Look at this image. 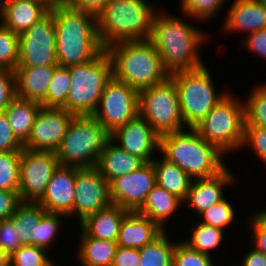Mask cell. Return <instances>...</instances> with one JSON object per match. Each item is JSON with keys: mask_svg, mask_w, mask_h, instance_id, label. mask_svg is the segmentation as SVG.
I'll list each match as a JSON object with an SVG mask.
<instances>
[{"mask_svg": "<svg viewBox=\"0 0 266 266\" xmlns=\"http://www.w3.org/2000/svg\"><path fill=\"white\" fill-rule=\"evenodd\" d=\"M156 185L152 162H146L137 170L120 176L110 183L112 204L128 211L137 212L144 204L148 194Z\"/></svg>", "mask_w": 266, "mask_h": 266, "instance_id": "cell-16", "label": "cell"}, {"mask_svg": "<svg viewBox=\"0 0 266 266\" xmlns=\"http://www.w3.org/2000/svg\"><path fill=\"white\" fill-rule=\"evenodd\" d=\"M181 204H183L181 199L156 184L137 212L147 216L165 230L166 221L179 211Z\"/></svg>", "mask_w": 266, "mask_h": 266, "instance_id": "cell-26", "label": "cell"}, {"mask_svg": "<svg viewBox=\"0 0 266 266\" xmlns=\"http://www.w3.org/2000/svg\"><path fill=\"white\" fill-rule=\"evenodd\" d=\"M139 115V91L112 77L92 115L110 134Z\"/></svg>", "mask_w": 266, "mask_h": 266, "instance_id": "cell-11", "label": "cell"}, {"mask_svg": "<svg viewBox=\"0 0 266 266\" xmlns=\"http://www.w3.org/2000/svg\"><path fill=\"white\" fill-rule=\"evenodd\" d=\"M46 210L38 203L23 201L16 209L10 220L17 233L22 245H35L38 247V226L39 220Z\"/></svg>", "mask_w": 266, "mask_h": 266, "instance_id": "cell-30", "label": "cell"}, {"mask_svg": "<svg viewBox=\"0 0 266 266\" xmlns=\"http://www.w3.org/2000/svg\"><path fill=\"white\" fill-rule=\"evenodd\" d=\"M151 162L155 170L156 184L184 201L192 178L184 170L164 157L162 160L155 158Z\"/></svg>", "mask_w": 266, "mask_h": 266, "instance_id": "cell-28", "label": "cell"}, {"mask_svg": "<svg viewBox=\"0 0 266 266\" xmlns=\"http://www.w3.org/2000/svg\"><path fill=\"white\" fill-rule=\"evenodd\" d=\"M251 145L254 152L266 165V129L257 126H245L242 147Z\"/></svg>", "mask_w": 266, "mask_h": 266, "instance_id": "cell-42", "label": "cell"}, {"mask_svg": "<svg viewBox=\"0 0 266 266\" xmlns=\"http://www.w3.org/2000/svg\"><path fill=\"white\" fill-rule=\"evenodd\" d=\"M105 50L112 62L113 77L138 91L170 78L161 56L149 39L115 43Z\"/></svg>", "mask_w": 266, "mask_h": 266, "instance_id": "cell-4", "label": "cell"}, {"mask_svg": "<svg viewBox=\"0 0 266 266\" xmlns=\"http://www.w3.org/2000/svg\"><path fill=\"white\" fill-rule=\"evenodd\" d=\"M139 249L117 246L112 266H139Z\"/></svg>", "mask_w": 266, "mask_h": 266, "instance_id": "cell-49", "label": "cell"}, {"mask_svg": "<svg viewBox=\"0 0 266 266\" xmlns=\"http://www.w3.org/2000/svg\"><path fill=\"white\" fill-rule=\"evenodd\" d=\"M22 202L19 191L0 190V221L10 219Z\"/></svg>", "mask_w": 266, "mask_h": 266, "instance_id": "cell-47", "label": "cell"}, {"mask_svg": "<svg viewBox=\"0 0 266 266\" xmlns=\"http://www.w3.org/2000/svg\"><path fill=\"white\" fill-rule=\"evenodd\" d=\"M156 9L146 0H111L96 17L102 47L150 39Z\"/></svg>", "mask_w": 266, "mask_h": 266, "instance_id": "cell-3", "label": "cell"}, {"mask_svg": "<svg viewBox=\"0 0 266 266\" xmlns=\"http://www.w3.org/2000/svg\"><path fill=\"white\" fill-rule=\"evenodd\" d=\"M43 2L49 9L61 6H67L70 0H38Z\"/></svg>", "mask_w": 266, "mask_h": 266, "instance_id": "cell-52", "label": "cell"}, {"mask_svg": "<svg viewBox=\"0 0 266 266\" xmlns=\"http://www.w3.org/2000/svg\"><path fill=\"white\" fill-rule=\"evenodd\" d=\"M6 1H9V0H0V5H2Z\"/></svg>", "mask_w": 266, "mask_h": 266, "instance_id": "cell-54", "label": "cell"}, {"mask_svg": "<svg viewBox=\"0 0 266 266\" xmlns=\"http://www.w3.org/2000/svg\"><path fill=\"white\" fill-rule=\"evenodd\" d=\"M62 217L66 218V215L47 211L42 215L38 226V247L48 250L53 245L63 224Z\"/></svg>", "mask_w": 266, "mask_h": 266, "instance_id": "cell-40", "label": "cell"}, {"mask_svg": "<svg viewBox=\"0 0 266 266\" xmlns=\"http://www.w3.org/2000/svg\"><path fill=\"white\" fill-rule=\"evenodd\" d=\"M21 152H0V190L19 191Z\"/></svg>", "mask_w": 266, "mask_h": 266, "instance_id": "cell-35", "label": "cell"}, {"mask_svg": "<svg viewBox=\"0 0 266 266\" xmlns=\"http://www.w3.org/2000/svg\"><path fill=\"white\" fill-rule=\"evenodd\" d=\"M257 213V214H256ZM250 221L253 248L266 255V209L256 212Z\"/></svg>", "mask_w": 266, "mask_h": 266, "instance_id": "cell-45", "label": "cell"}, {"mask_svg": "<svg viewBox=\"0 0 266 266\" xmlns=\"http://www.w3.org/2000/svg\"><path fill=\"white\" fill-rule=\"evenodd\" d=\"M225 17V32H257L266 28V5L260 0H234Z\"/></svg>", "mask_w": 266, "mask_h": 266, "instance_id": "cell-22", "label": "cell"}, {"mask_svg": "<svg viewBox=\"0 0 266 266\" xmlns=\"http://www.w3.org/2000/svg\"><path fill=\"white\" fill-rule=\"evenodd\" d=\"M235 216L233 206L224 198L201 213L200 217L203 219L200 222L224 230L228 225L235 224Z\"/></svg>", "mask_w": 266, "mask_h": 266, "instance_id": "cell-38", "label": "cell"}, {"mask_svg": "<svg viewBox=\"0 0 266 266\" xmlns=\"http://www.w3.org/2000/svg\"><path fill=\"white\" fill-rule=\"evenodd\" d=\"M81 168L58 165L42 197L37 201L47 212L73 215L75 178Z\"/></svg>", "mask_w": 266, "mask_h": 266, "instance_id": "cell-18", "label": "cell"}, {"mask_svg": "<svg viewBox=\"0 0 266 266\" xmlns=\"http://www.w3.org/2000/svg\"><path fill=\"white\" fill-rule=\"evenodd\" d=\"M15 98V71L10 69H0V112H4Z\"/></svg>", "mask_w": 266, "mask_h": 266, "instance_id": "cell-43", "label": "cell"}, {"mask_svg": "<svg viewBox=\"0 0 266 266\" xmlns=\"http://www.w3.org/2000/svg\"><path fill=\"white\" fill-rule=\"evenodd\" d=\"M50 11L55 22L59 66L86 63L104 50L97 35L96 17L68 6L55 7Z\"/></svg>", "mask_w": 266, "mask_h": 266, "instance_id": "cell-2", "label": "cell"}, {"mask_svg": "<svg viewBox=\"0 0 266 266\" xmlns=\"http://www.w3.org/2000/svg\"><path fill=\"white\" fill-rule=\"evenodd\" d=\"M71 76L68 67L57 66L46 96V107L62 108L68 98Z\"/></svg>", "mask_w": 266, "mask_h": 266, "instance_id": "cell-34", "label": "cell"}, {"mask_svg": "<svg viewBox=\"0 0 266 266\" xmlns=\"http://www.w3.org/2000/svg\"><path fill=\"white\" fill-rule=\"evenodd\" d=\"M75 116L64 108L41 107L24 148L55 152Z\"/></svg>", "mask_w": 266, "mask_h": 266, "instance_id": "cell-14", "label": "cell"}, {"mask_svg": "<svg viewBox=\"0 0 266 266\" xmlns=\"http://www.w3.org/2000/svg\"><path fill=\"white\" fill-rule=\"evenodd\" d=\"M112 204L110 183L96 168H82L76 173L73 216L80 222Z\"/></svg>", "mask_w": 266, "mask_h": 266, "instance_id": "cell-15", "label": "cell"}, {"mask_svg": "<svg viewBox=\"0 0 266 266\" xmlns=\"http://www.w3.org/2000/svg\"><path fill=\"white\" fill-rule=\"evenodd\" d=\"M110 139L128 153L151 162L155 149L160 151V135L138 115L125 125L116 128Z\"/></svg>", "mask_w": 266, "mask_h": 266, "instance_id": "cell-17", "label": "cell"}, {"mask_svg": "<svg viewBox=\"0 0 266 266\" xmlns=\"http://www.w3.org/2000/svg\"><path fill=\"white\" fill-rule=\"evenodd\" d=\"M68 68L71 87L62 108L76 116L93 115L107 82L113 77L109 55L104 49L95 59Z\"/></svg>", "mask_w": 266, "mask_h": 266, "instance_id": "cell-7", "label": "cell"}, {"mask_svg": "<svg viewBox=\"0 0 266 266\" xmlns=\"http://www.w3.org/2000/svg\"><path fill=\"white\" fill-rule=\"evenodd\" d=\"M189 130V131H187ZM160 152L193 179L211 178L227 166L223 153L208 143L194 128L160 136Z\"/></svg>", "mask_w": 266, "mask_h": 266, "instance_id": "cell-5", "label": "cell"}, {"mask_svg": "<svg viewBox=\"0 0 266 266\" xmlns=\"http://www.w3.org/2000/svg\"><path fill=\"white\" fill-rule=\"evenodd\" d=\"M10 264V256L0 248V266H7Z\"/></svg>", "mask_w": 266, "mask_h": 266, "instance_id": "cell-53", "label": "cell"}, {"mask_svg": "<svg viewBox=\"0 0 266 266\" xmlns=\"http://www.w3.org/2000/svg\"><path fill=\"white\" fill-rule=\"evenodd\" d=\"M111 0H70L68 7L97 17Z\"/></svg>", "mask_w": 266, "mask_h": 266, "instance_id": "cell-48", "label": "cell"}, {"mask_svg": "<svg viewBox=\"0 0 266 266\" xmlns=\"http://www.w3.org/2000/svg\"><path fill=\"white\" fill-rule=\"evenodd\" d=\"M211 78L205 65L195 70L170 74L177 88L183 121L188 128H194L201 122L228 93H217Z\"/></svg>", "mask_w": 266, "mask_h": 266, "instance_id": "cell-8", "label": "cell"}, {"mask_svg": "<svg viewBox=\"0 0 266 266\" xmlns=\"http://www.w3.org/2000/svg\"><path fill=\"white\" fill-rule=\"evenodd\" d=\"M208 35L182 18L174 15H155L150 41L158 51L166 70L172 74L178 71L195 70L205 64L200 59L199 46Z\"/></svg>", "mask_w": 266, "mask_h": 266, "instance_id": "cell-1", "label": "cell"}, {"mask_svg": "<svg viewBox=\"0 0 266 266\" xmlns=\"http://www.w3.org/2000/svg\"><path fill=\"white\" fill-rule=\"evenodd\" d=\"M164 230L152 242L139 249V266H173V253L176 242L168 239Z\"/></svg>", "mask_w": 266, "mask_h": 266, "instance_id": "cell-31", "label": "cell"}, {"mask_svg": "<svg viewBox=\"0 0 266 266\" xmlns=\"http://www.w3.org/2000/svg\"><path fill=\"white\" fill-rule=\"evenodd\" d=\"M164 230L147 216L130 211L120 226L117 246L141 249L152 242Z\"/></svg>", "mask_w": 266, "mask_h": 266, "instance_id": "cell-23", "label": "cell"}, {"mask_svg": "<svg viewBox=\"0 0 266 266\" xmlns=\"http://www.w3.org/2000/svg\"><path fill=\"white\" fill-rule=\"evenodd\" d=\"M58 165L55 152L23 148L21 150L19 186L22 201L37 202L44 194Z\"/></svg>", "mask_w": 266, "mask_h": 266, "instance_id": "cell-13", "label": "cell"}, {"mask_svg": "<svg viewBox=\"0 0 266 266\" xmlns=\"http://www.w3.org/2000/svg\"><path fill=\"white\" fill-rule=\"evenodd\" d=\"M211 256L190 248L186 243L176 242L173 266H214Z\"/></svg>", "mask_w": 266, "mask_h": 266, "instance_id": "cell-41", "label": "cell"}, {"mask_svg": "<svg viewBox=\"0 0 266 266\" xmlns=\"http://www.w3.org/2000/svg\"><path fill=\"white\" fill-rule=\"evenodd\" d=\"M50 9L38 0H9L0 7V23L20 35L43 18Z\"/></svg>", "mask_w": 266, "mask_h": 266, "instance_id": "cell-20", "label": "cell"}, {"mask_svg": "<svg viewBox=\"0 0 266 266\" xmlns=\"http://www.w3.org/2000/svg\"><path fill=\"white\" fill-rule=\"evenodd\" d=\"M110 133L92 116H75L55 151L59 165L95 168Z\"/></svg>", "mask_w": 266, "mask_h": 266, "instance_id": "cell-6", "label": "cell"}, {"mask_svg": "<svg viewBox=\"0 0 266 266\" xmlns=\"http://www.w3.org/2000/svg\"><path fill=\"white\" fill-rule=\"evenodd\" d=\"M243 40L246 49L251 50L266 60V28L248 34Z\"/></svg>", "mask_w": 266, "mask_h": 266, "instance_id": "cell-50", "label": "cell"}, {"mask_svg": "<svg viewBox=\"0 0 266 266\" xmlns=\"http://www.w3.org/2000/svg\"><path fill=\"white\" fill-rule=\"evenodd\" d=\"M145 163L143 159L128 153L109 139L95 168L111 183L114 179L137 170Z\"/></svg>", "mask_w": 266, "mask_h": 266, "instance_id": "cell-24", "label": "cell"}, {"mask_svg": "<svg viewBox=\"0 0 266 266\" xmlns=\"http://www.w3.org/2000/svg\"><path fill=\"white\" fill-rule=\"evenodd\" d=\"M260 1H262L266 5V0H260Z\"/></svg>", "mask_w": 266, "mask_h": 266, "instance_id": "cell-55", "label": "cell"}, {"mask_svg": "<svg viewBox=\"0 0 266 266\" xmlns=\"http://www.w3.org/2000/svg\"><path fill=\"white\" fill-rule=\"evenodd\" d=\"M130 211L116 204L87 216L80 222V228L89 236L97 239L117 241L123 218Z\"/></svg>", "mask_w": 266, "mask_h": 266, "instance_id": "cell-25", "label": "cell"}, {"mask_svg": "<svg viewBox=\"0 0 266 266\" xmlns=\"http://www.w3.org/2000/svg\"><path fill=\"white\" fill-rule=\"evenodd\" d=\"M58 65L16 67V97L35 101L46 107V96Z\"/></svg>", "mask_w": 266, "mask_h": 266, "instance_id": "cell-21", "label": "cell"}, {"mask_svg": "<svg viewBox=\"0 0 266 266\" xmlns=\"http://www.w3.org/2000/svg\"><path fill=\"white\" fill-rule=\"evenodd\" d=\"M77 258L82 266H112L117 241L89 237L82 229Z\"/></svg>", "mask_w": 266, "mask_h": 266, "instance_id": "cell-27", "label": "cell"}, {"mask_svg": "<svg viewBox=\"0 0 266 266\" xmlns=\"http://www.w3.org/2000/svg\"><path fill=\"white\" fill-rule=\"evenodd\" d=\"M242 259L241 266H266V255L252 248Z\"/></svg>", "mask_w": 266, "mask_h": 266, "instance_id": "cell-51", "label": "cell"}, {"mask_svg": "<svg viewBox=\"0 0 266 266\" xmlns=\"http://www.w3.org/2000/svg\"><path fill=\"white\" fill-rule=\"evenodd\" d=\"M194 129L224 155L238 150L244 138V102L227 93Z\"/></svg>", "mask_w": 266, "mask_h": 266, "instance_id": "cell-9", "label": "cell"}, {"mask_svg": "<svg viewBox=\"0 0 266 266\" xmlns=\"http://www.w3.org/2000/svg\"><path fill=\"white\" fill-rule=\"evenodd\" d=\"M23 144L16 138L5 112H0V152H21Z\"/></svg>", "mask_w": 266, "mask_h": 266, "instance_id": "cell-46", "label": "cell"}, {"mask_svg": "<svg viewBox=\"0 0 266 266\" xmlns=\"http://www.w3.org/2000/svg\"><path fill=\"white\" fill-rule=\"evenodd\" d=\"M226 167L218 175L211 178L193 179L183 203H188L198 215L209 209L214 204L224 199L223 187L230 185L235 180L232 172Z\"/></svg>", "mask_w": 266, "mask_h": 266, "instance_id": "cell-19", "label": "cell"}, {"mask_svg": "<svg viewBox=\"0 0 266 266\" xmlns=\"http://www.w3.org/2000/svg\"><path fill=\"white\" fill-rule=\"evenodd\" d=\"M22 246V242L17 233V227H14L10 219L0 221V248L9 256L16 252Z\"/></svg>", "mask_w": 266, "mask_h": 266, "instance_id": "cell-44", "label": "cell"}, {"mask_svg": "<svg viewBox=\"0 0 266 266\" xmlns=\"http://www.w3.org/2000/svg\"><path fill=\"white\" fill-rule=\"evenodd\" d=\"M227 0H181L184 16L205 21L213 18Z\"/></svg>", "mask_w": 266, "mask_h": 266, "instance_id": "cell-39", "label": "cell"}, {"mask_svg": "<svg viewBox=\"0 0 266 266\" xmlns=\"http://www.w3.org/2000/svg\"><path fill=\"white\" fill-rule=\"evenodd\" d=\"M139 115L160 135L184 130L178 92L169 78L139 91Z\"/></svg>", "mask_w": 266, "mask_h": 266, "instance_id": "cell-10", "label": "cell"}, {"mask_svg": "<svg viewBox=\"0 0 266 266\" xmlns=\"http://www.w3.org/2000/svg\"><path fill=\"white\" fill-rule=\"evenodd\" d=\"M192 228L190 239H185L183 242L203 254L210 256V251L219 247L223 241L224 231L220 228L201 222Z\"/></svg>", "mask_w": 266, "mask_h": 266, "instance_id": "cell-32", "label": "cell"}, {"mask_svg": "<svg viewBox=\"0 0 266 266\" xmlns=\"http://www.w3.org/2000/svg\"><path fill=\"white\" fill-rule=\"evenodd\" d=\"M35 245H22L10 256L12 266H55L47 256L48 252Z\"/></svg>", "mask_w": 266, "mask_h": 266, "instance_id": "cell-37", "label": "cell"}, {"mask_svg": "<svg viewBox=\"0 0 266 266\" xmlns=\"http://www.w3.org/2000/svg\"><path fill=\"white\" fill-rule=\"evenodd\" d=\"M41 107L38 102L16 97L4 111L14 135L22 144L28 140Z\"/></svg>", "mask_w": 266, "mask_h": 266, "instance_id": "cell-29", "label": "cell"}, {"mask_svg": "<svg viewBox=\"0 0 266 266\" xmlns=\"http://www.w3.org/2000/svg\"><path fill=\"white\" fill-rule=\"evenodd\" d=\"M245 101V126L266 129V85L254 86Z\"/></svg>", "mask_w": 266, "mask_h": 266, "instance_id": "cell-33", "label": "cell"}, {"mask_svg": "<svg viewBox=\"0 0 266 266\" xmlns=\"http://www.w3.org/2000/svg\"><path fill=\"white\" fill-rule=\"evenodd\" d=\"M58 65L53 13L43 18L19 35V63L17 67Z\"/></svg>", "mask_w": 266, "mask_h": 266, "instance_id": "cell-12", "label": "cell"}, {"mask_svg": "<svg viewBox=\"0 0 266 266\" xmlns=\"http://www.w3.org/2000/svg\"><path fill=\"white\" fill-rule=\"evenodd\" d=\"M19 63V35L0 23V69L15 71Z\"/></svg>", "mask_w": 266, "mask_h": 266, "instance_id": "cell-36", "label": "cell"}]
</instances>
